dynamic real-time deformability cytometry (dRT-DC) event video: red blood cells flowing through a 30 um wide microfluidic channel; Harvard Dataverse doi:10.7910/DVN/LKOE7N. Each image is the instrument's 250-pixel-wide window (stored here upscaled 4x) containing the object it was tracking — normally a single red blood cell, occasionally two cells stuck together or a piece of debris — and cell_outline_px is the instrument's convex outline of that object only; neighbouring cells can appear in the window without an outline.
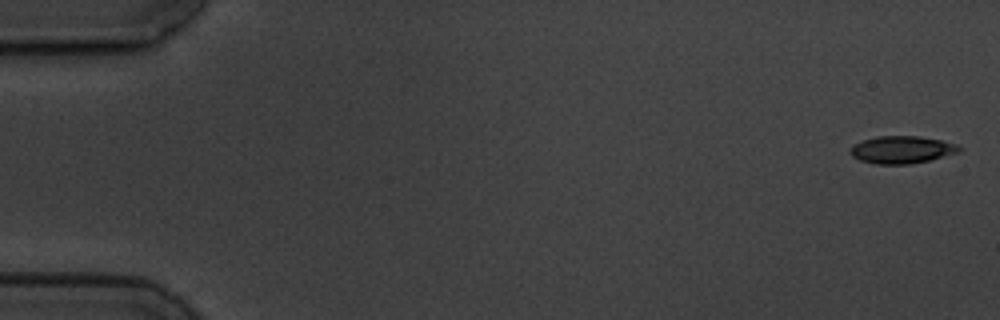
{"species": "common noctule bat (a hibernating species)", "species_latin": "Nyctalus noctula", "temperature_condition": "cold", "stored_images_in_passage": 5, "camera_frame_rate_fps": 3000, "um_per_image_px": 0.085, "animal": {"sex": "male", "body_mass_g": 19.5, "forearm_length_mm": 54.6}, "frame": {"image": 1, "passage_image": 1, "time_ms": 0.0, "image_size_px": [1000, 320], "cell_outline_px": [[964, 148], [960, 152], [928, 160], [908, 164], [876, 164], [860, 160], [852, 156], [848, 152], [856, 144], [864, 140], [876, 136], [920, 136], [940, 140], [956, 144]], "centroid_in_image_um": [76.68, 12.72], "position_along_channel_um": 8.3, "area_um2": 17.28}}
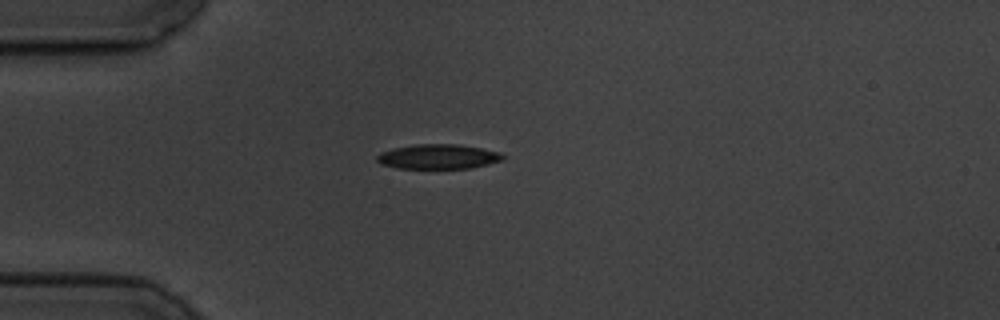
{"frame": {"image": 2, "passage_image": 5, "time_ms": 4.667, "image_size_px": [1000, 320], "cell_outline_px": [[504, 160], [468, 168], [396, 168], [380, 164], [376, 160], [376, 156], [380, 152], [392, 148], [416, 144], [460, 144], [500, 152], [504, 156]], "centroid_in_image_um": [37.2, 13.3], "position_along_channel_um": 47.8, "area_um2": 18.15}}